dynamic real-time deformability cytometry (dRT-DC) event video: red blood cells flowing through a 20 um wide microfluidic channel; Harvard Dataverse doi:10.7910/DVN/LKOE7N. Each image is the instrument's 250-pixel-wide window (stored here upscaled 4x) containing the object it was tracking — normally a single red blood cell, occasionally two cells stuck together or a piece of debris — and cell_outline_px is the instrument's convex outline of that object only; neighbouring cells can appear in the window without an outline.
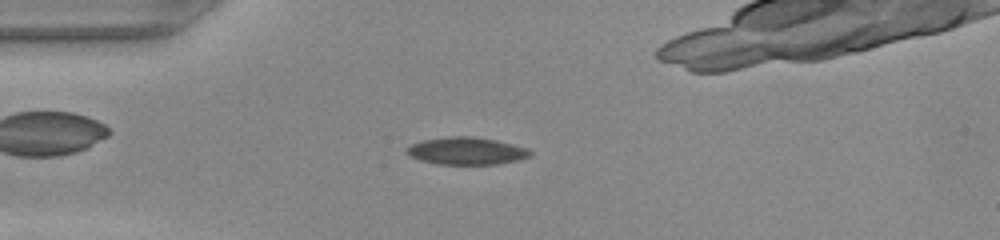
{"species": "common noctule bat (a hibernating species)", "species_latin": "Nyctalus noctula", "temperature_condition": "warm", "stored_images_in_passage": 46, "camera_frame_rate_fps": 3000, "um_per_image_px": 0.085, "animal": {"sex": "female", "body_mass_g": 22.0, "forearm_length_mm": 56.7}, "frame": {"image": 1, "passage_image": 9, "time_ms": 2.667, "image_size_px": [1000, 240], "cell_outline_px": [[532, 152], [528, 156], [520, 160], [496, 164], [440, 164], [420, 160], [408, 156], [404, 152], [404, 148], [412, 144], [424, 140], [448, 136], [472, 136], [496, 140], [528, 148]], "centroid_in_image_um": [39.61, 12.83], "position_along_channel_um": 45.4, "area_um2": 19.77}}
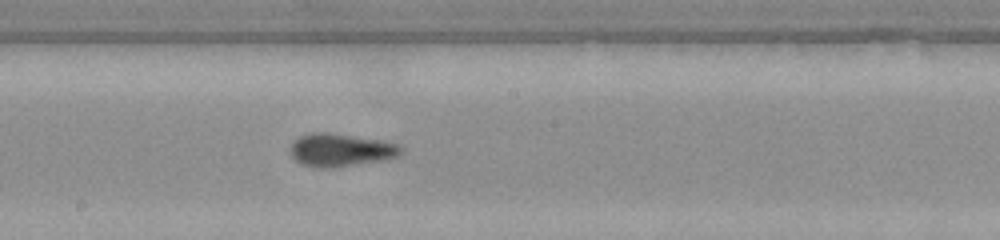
{"frame": {"image": 2, "passage_image": 23, "time_ms": 7.333, "image_size_px": [1000, 240], "cell_outline_px": [[404, 148], [400, 156], [388, 160], [332, 168], [312, 168], [300, 164], [292, 156], [288, 148], [300, 136], [312, 132], [328, 132], [376, 140], [396, 144]], "centroid_in_image_um": [28.94, 12.78], "position_along_channel_um": 219.3, "area_um2": 21.44}}
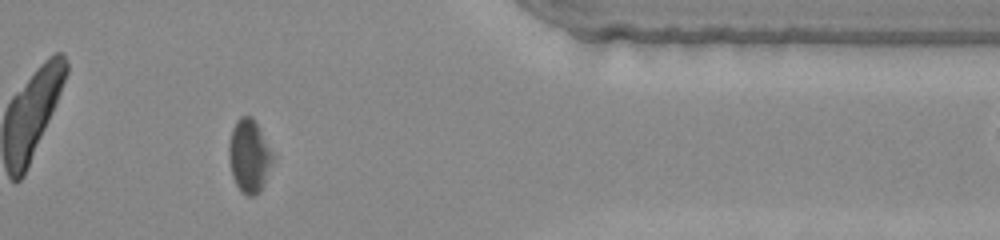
{"frame": {"image": 3, "passage_image": 37, "time_ms": 12.0, "image_size_px": [1000, 240], "cell_outline_px": [[276, 156], [264, 184], [260, 192], [252, 196], [248, 196], [240, 192], [232, 176], [228, 152], [228, 144], [232, 128], [236, 120], [240, 116], [252, 116]], "centroid_in_image_um": [21.2, 13.26], "position_along_channel_um": 390.2, "area_um2": 19.07}}